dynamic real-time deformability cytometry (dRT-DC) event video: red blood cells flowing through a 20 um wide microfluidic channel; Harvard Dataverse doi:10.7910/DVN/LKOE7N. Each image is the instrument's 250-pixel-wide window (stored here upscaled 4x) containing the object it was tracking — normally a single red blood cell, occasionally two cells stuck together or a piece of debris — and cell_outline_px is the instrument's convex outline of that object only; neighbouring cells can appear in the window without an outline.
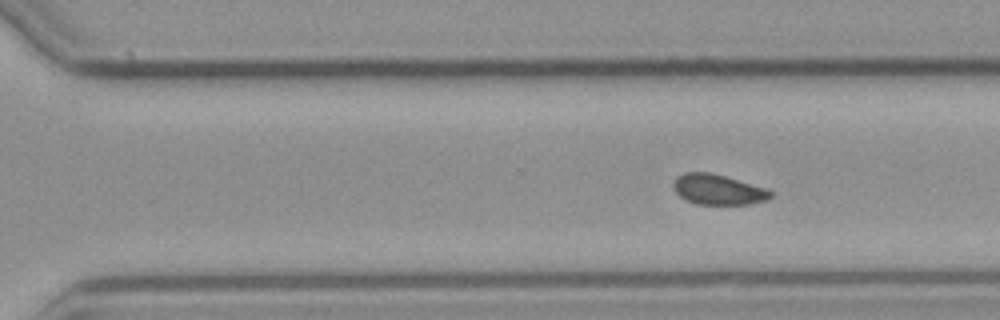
{"species": "common noctule bat (a hibernating species)", "species_latin": "Nyctalus noctula", "temperature_condition": "cold", "stored_images_in_passage": 10, "segment_of_instrument_passage": [2, 2], "camera_frame_rate_fps": 3000, "um_per_image_px": 0.085, "animal": {"sex": "male", "body_mass_g": 23.1, "forearm_length_mm": 52.7}, "frame": {"image": 1, "passage_image": 10, "time_ms": 13.333, "image_size_px": [1000, 320], "cell_outline_px": [[772, 196], [764, 200], [748, 204], [696, 204], [680, 196], [676, 192], [672, 184], [676, 176], [684, 172], [708, 172], [724, 176], [764, 188], [772, 192]], "centroid_in_image_um": [60.97, 16.1], "position_along_channel_um": 309.6, "area_um2": 16.82}}